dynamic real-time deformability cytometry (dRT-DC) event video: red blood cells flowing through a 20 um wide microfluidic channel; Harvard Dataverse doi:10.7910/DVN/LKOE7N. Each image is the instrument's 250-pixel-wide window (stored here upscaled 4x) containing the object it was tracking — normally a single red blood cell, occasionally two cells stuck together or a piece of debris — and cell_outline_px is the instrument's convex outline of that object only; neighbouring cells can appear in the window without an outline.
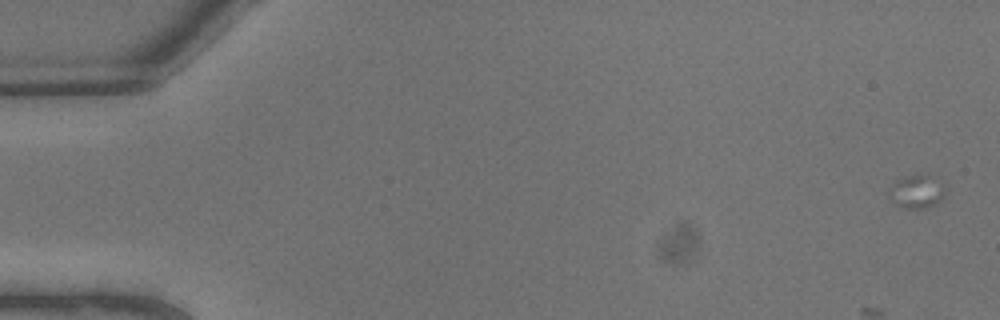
{"species": "common noctule bat (a hibernating species)", "species_latin": "Nyctalus noctula", "temperature_condition": "warm", "stored_images_in_passage": 7, "segment_of_instrument_passage": [1, 2], "camera_frame_rate_fps": 3000, "um_per_image_px": 0.085, "animal": {"sex": "male", "body_mass_g": 13.3}, "frame": {"image": 1, "passage_image": 1, "time_ms": 0.0, "image_size_px": [1000, 320], "cell_outline_px": [[944, 196], [936, 204], [924, 208], [904, 208], [896, 204], [888, 196], [888, 188], [892, 180], [916, 172], [928, 172], [936, 176], [944, 184]], "centroid_in_image_um": [77.9, 16.19], "position_along_channel_um": 7.1, "area_um2": 11.73}}